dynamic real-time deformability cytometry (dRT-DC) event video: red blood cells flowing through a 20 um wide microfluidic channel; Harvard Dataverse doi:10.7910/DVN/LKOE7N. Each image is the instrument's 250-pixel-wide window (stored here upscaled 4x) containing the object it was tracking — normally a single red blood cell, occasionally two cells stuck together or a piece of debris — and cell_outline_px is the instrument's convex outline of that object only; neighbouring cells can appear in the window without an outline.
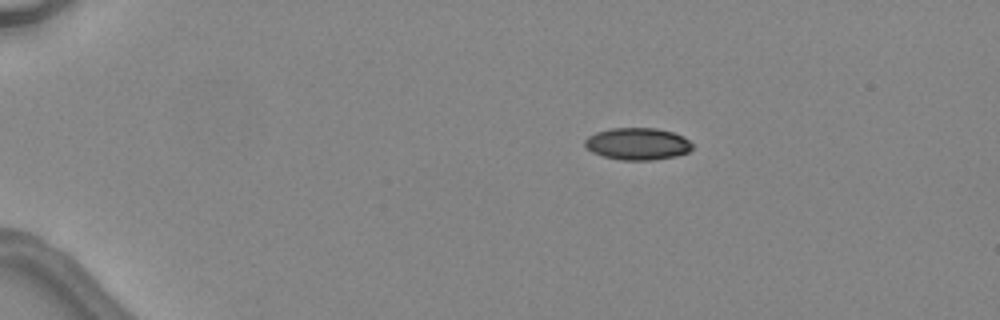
{"species": "common noctule bat (a hibernating species)", "species_latin": "Nyctalus noctula", "temperature_condition": "warm", "stored_images_in_passage": 3, "camera_frame_rate_fps": 3000, "um_per_image_px": 0.085, "animal": {"sex": "female", "body_mass_g": 24.6, "forearm_length_mm": 56.2}, "frame": {"image": 1, "passage_image": 1, "time_ms": 0.0, "image_size_px": [1000, 320], "cell_outline_px": [[692, 148], [688, 152], [676, 156], [652, 160], [620, 160], [604, 156], [592, 152], [584, 144], [584, 140], [588, 136], [596, 132], [612, 128], [656, 128], [672, 132], [684, 136], [692, 144]], "centroid_in_image_um": [54.19, 12.22], "position_along_channel_um": 30.8, "area_um2": 20.06}}
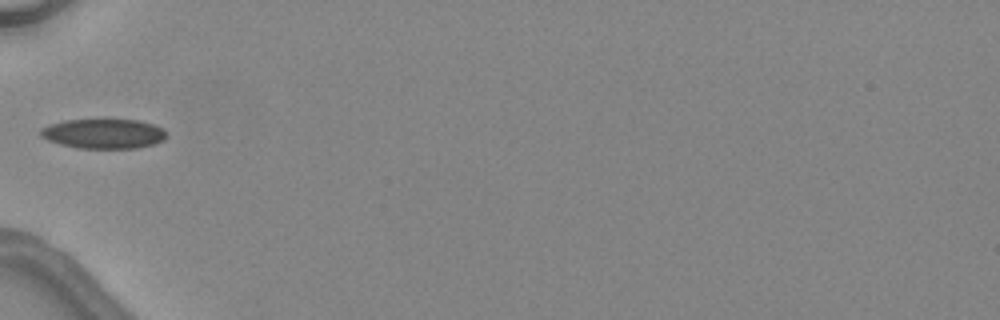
{"frame": {"image": 2, "passage_image": 3, "time_ms": 3.0, "image_size_px": [1000, 320], "cell_outline_px": [[164, 140], [156, 144], [136, 148], [76, 148], [60, 144], [48, 140], [40, 136], [40, 128], [48, 124], [64, 120], [136, 120], [152, 124], [164, 128]], "centroid_in_image_um": [8.77, 11.37], "position_along_channel_um": 76.2, "area_um2": 21.79}}